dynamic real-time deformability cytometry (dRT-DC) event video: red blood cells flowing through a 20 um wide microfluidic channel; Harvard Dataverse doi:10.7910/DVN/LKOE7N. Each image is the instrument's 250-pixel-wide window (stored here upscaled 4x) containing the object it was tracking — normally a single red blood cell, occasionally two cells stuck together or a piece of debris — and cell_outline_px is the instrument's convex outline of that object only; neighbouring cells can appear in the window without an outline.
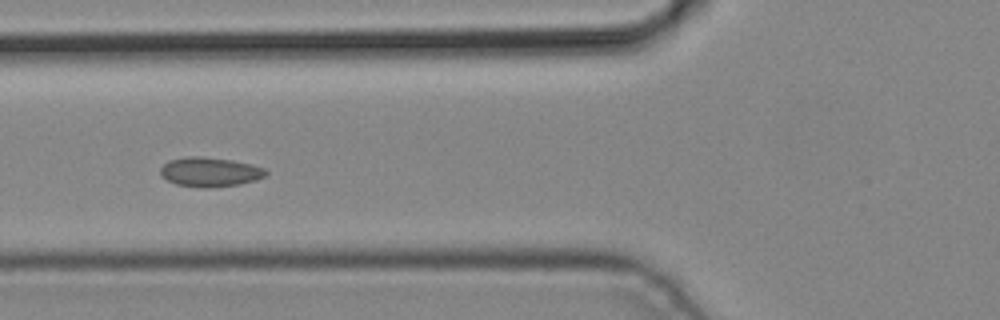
{"species": "common noctule bat (a hibernating species)", "species_latin": "Nyctalus noctula", "temperature_condition": "cold", "stored_images_in_passage": 3, "camera_frame_rate_fps": 3000, "um_per_image_px": 0.085, "animal": {"sex": "male", "body_mass_g": 19.2, "forearm_length_mm": 51.8}, "frame": {"image": 1, "passage_image": 3, "time_ms": 0.667, "image_size_px": [1000, 320], "cell_outline_px": [[268, 172], [264, 176], [256, 180], [240, 184], [208, 188], [204, 188], [176, 184], [160, 176], [160, 168], [168, 160], [188, 156], [200, 156], [232, 160], [252, 164], [264, 168]], "centroid_in_image_um": [17.83, 14.61], "position_along_channel_um": 108.0, "area_um2": 18.15}}